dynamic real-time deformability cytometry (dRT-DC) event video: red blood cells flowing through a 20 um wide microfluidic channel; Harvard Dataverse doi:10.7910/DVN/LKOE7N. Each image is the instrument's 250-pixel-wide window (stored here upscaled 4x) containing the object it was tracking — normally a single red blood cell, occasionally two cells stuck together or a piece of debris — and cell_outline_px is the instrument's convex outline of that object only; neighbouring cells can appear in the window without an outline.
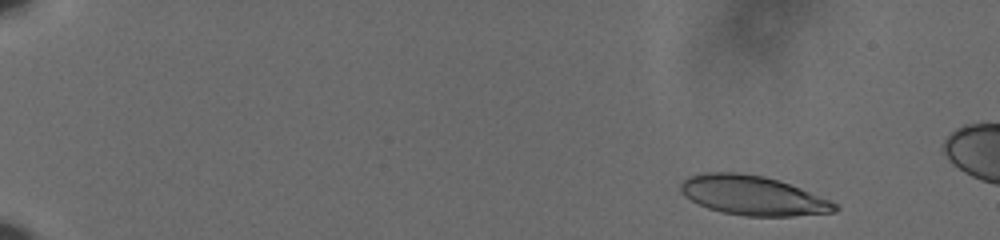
{"species": "human", "species_latin": "Homo sapiens", "temperature_condition": "cold", "stored_images_in_passage": 57, "camera_frame_rate_fps": 3000, "um_per_image_px": 0.085, "donor": {"sex": "male"}, "frame": {"image": 1, "passage_image": 5, "time_ms": 1.333, "image_size_px": [1000, 240], "cell_outline_px": [[840, 208], [836, 212], [792, 216], [744, 216], [724, 212], [708, 208], [684, 196], [680, 192], [680, 184], [688, 176], [704, 172], [740, 172], [764, 176], [800, 188], [828, 200], [836, 204]], "centroid_in_image_um": [63.96, 16.61], "position_along_channel_um": 21.0, "area_um2": 35.2}}
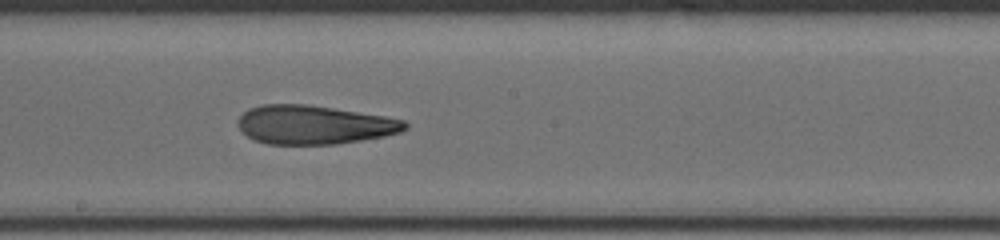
{"frame": {"image": 2, "passage_image": 34, "time_ms": 11.0, "image_size_px": [1000, 240], "cell_outline_px": [[408, 128], [400, 132], [384, 136], [360, 140], [332, 144], [268, 144], [252, 140], [240, 128], [240, 116], [248, 108], [260, 104], [308, 104], [384, 116], [404, 120], [408, 124]], "centroid_in_image_um": [26.7, 10.6], "position_along_channel_um": 221.5, "area_um2": 37.57}}
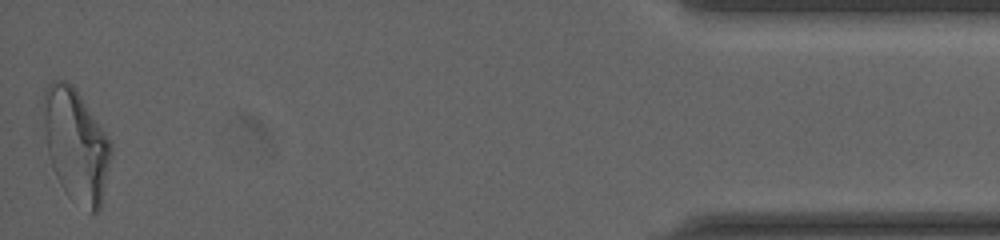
{"frame": {"image": 3, "passage_image": 57, "time_ms": 18.667, "image_size_px": [1000, 240], "cell_outline_px": [[112, 152], [100, 212], [92, 212], [72, 200], [64, 192], [52, 168], [48, 152], [44, 128], [40, 100], [44, 88], [52, 80], [68, 80], [76, 88], [112, 144]], "centroid_in_image_um": [6.43, 12.29], "position_along_channel_um": 428.8, "area_um2": 44.85}, "authors_computed_cell_mechanics": {"area_um2": 37.57, "velocity_mm_per_s": 3.6372, "shape_relaxation_time_tau1_ms": null, "shape_relaxation_time_tau2_ms": 2.9498, "deformation_change_tau1": null, "deformation_change_tau2": 0.1255}}